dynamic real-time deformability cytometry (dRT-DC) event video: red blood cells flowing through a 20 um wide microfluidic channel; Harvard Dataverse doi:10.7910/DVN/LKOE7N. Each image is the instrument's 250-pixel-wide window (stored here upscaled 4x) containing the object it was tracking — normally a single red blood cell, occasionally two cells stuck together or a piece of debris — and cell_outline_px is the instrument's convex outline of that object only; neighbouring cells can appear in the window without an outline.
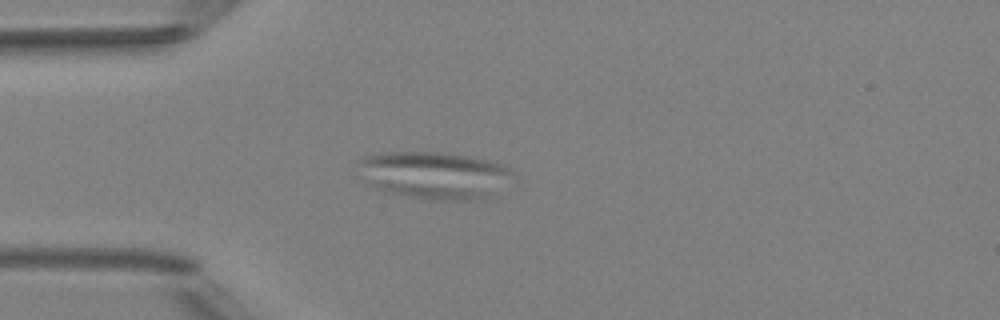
{"species": "Egyptian fruit bat (a non-hibernating species)", "species_latin": "Rousettus aegyptiacus", "temperature_condition": "room temperature", "stored_images_in_passage": 5, "camera_frame_rate_fps": 3000, "um_per_image_px": 0.085, "animal": {"sex": "female"}, "frame": {"image": 1, "passage_image": 4, "time_ms": 3.667, "image_size_px": [1000, 320], "cell_outline_px": [[508, 172], [484, 200], [428, 200], [392, 192], [376, 188], [368, 180], [356, 160], [364, 156], [384, 152], [440, 152], [488, 160], [504, 164], [508, 168]], "centroid_in_image_um": [36.81, 14.87], "position_along_channel_um": 48.2, "area_um2": 40.98}}